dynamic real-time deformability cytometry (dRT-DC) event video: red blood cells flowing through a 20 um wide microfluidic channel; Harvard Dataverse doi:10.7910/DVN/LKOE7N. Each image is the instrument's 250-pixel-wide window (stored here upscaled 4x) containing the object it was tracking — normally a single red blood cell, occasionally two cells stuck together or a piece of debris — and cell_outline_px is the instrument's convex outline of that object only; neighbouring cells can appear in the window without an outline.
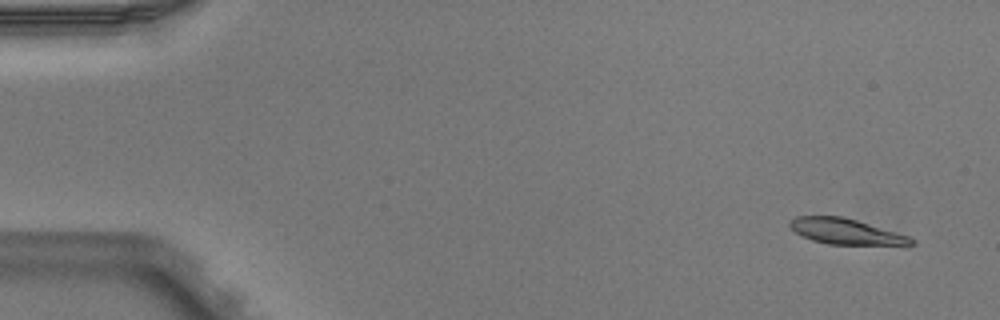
{"species": "Egyptian fruit bat (a non-hibernating species)", "species_latin": "Rousettus aegyptiacus", "temperature_condition": "warm", "stored_images_in_passage": 4, "camera_frame_rate_fps": 3000, "um_per_image_px": 0.085, "animal": {"sex": "male"}, "frame": {"image": 1, "passage_image": 1, "time_ms": 0.0, "image_size_px": [1000, 320], "cell_outline_px": [[916, 244], [908, 248], [828, 244], [812, 240], [800, 236], [788, 224], [796, 216], [844, 216], [908, 236], [916, 240]], "centroid_in_image_um": [72.07, 19.74], "position_along_channel_um": 12.9, "area_um2": 19.07}}
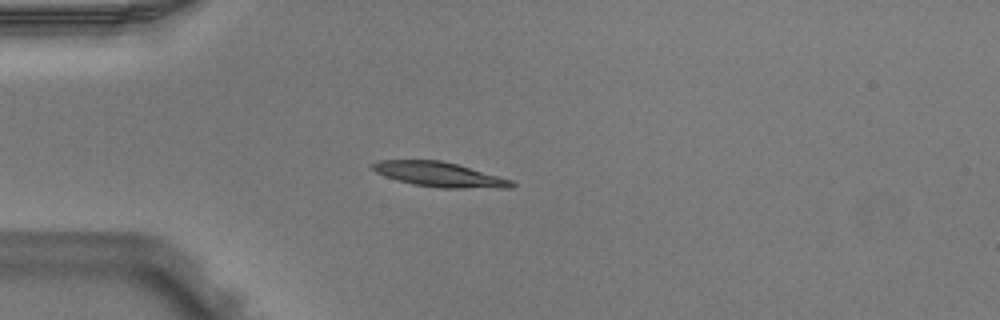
{"frame": {"image": 2, "passage_image": 4, "time_ms": 1.0, "image_size_px": [1000, 320], "cell_outline_px": [[516, 184], [512, 188], [440, 188], [412, 184], [396, 180], [384, 176], [376, 172], [368, 164], [380, 160], [440, 160], [456, 164], [512, 180]], "centroid_in_image_um": [37.31, 14.83], "position_along_channel_um": 47.7, "area_um2": 20.06}}